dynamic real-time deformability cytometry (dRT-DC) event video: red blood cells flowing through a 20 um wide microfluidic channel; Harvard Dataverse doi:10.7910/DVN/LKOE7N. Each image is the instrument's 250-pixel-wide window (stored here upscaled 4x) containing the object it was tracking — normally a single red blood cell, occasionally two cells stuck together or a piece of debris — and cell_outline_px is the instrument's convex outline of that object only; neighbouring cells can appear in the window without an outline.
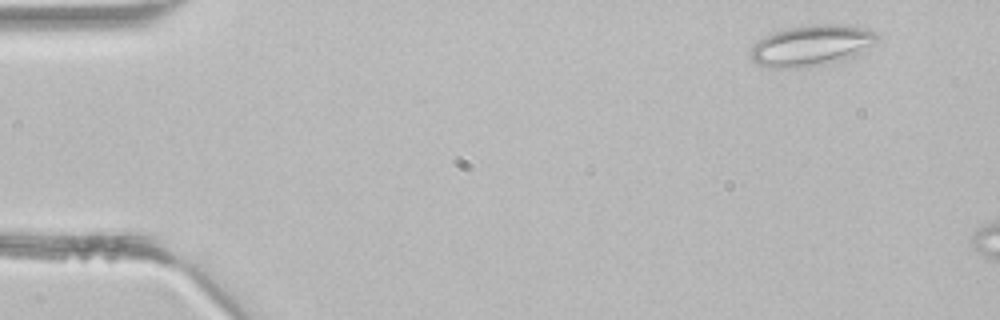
{"species": "common noctule bat (a hibernating species)", "species_latin": "Nyctalus noctula", "temperature_condition": "room temperature", "stored_images_in_passage": 2, "camera_frame_rate_fps": 3000, "um_per_image_px": 0.085, "animal": {"sex": "male", "body_mass_g": 21.5, "forearm_length_mm": 52.0}, "frame": {"image": 1, "passage_image": 1, "time_ms": 0.0, "image_size_px": [1000, 320], "cell_outline_px": [[880, 40], [856, 56], [808, 68], [768, 68], [756, 64], [748, 56], [752, 48], [764, 36], [788, 28], [816, 24], [844, 24], [880, 32]], "centroid_in_image_um": [69.02, 3.88], "position_along_channel_um": 16.0, "area_um2": 30.58}}